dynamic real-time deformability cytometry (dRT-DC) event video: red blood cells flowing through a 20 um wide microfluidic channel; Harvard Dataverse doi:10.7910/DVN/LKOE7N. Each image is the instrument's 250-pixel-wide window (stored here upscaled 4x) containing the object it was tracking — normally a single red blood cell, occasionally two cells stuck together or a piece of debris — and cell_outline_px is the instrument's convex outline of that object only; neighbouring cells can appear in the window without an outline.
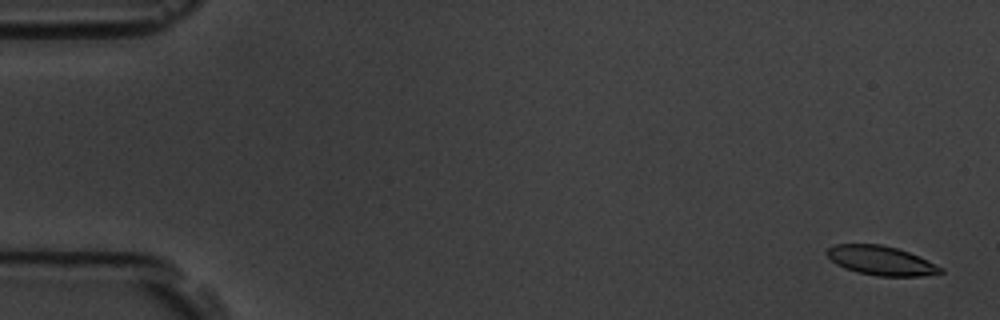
{"species": "common noctule bat (a hibernating species)", "species_latin": "Nyctalus noctula", "temperature_condition": "room temperature", "stored_images_in_passage": 15, "camera_frame_rate_fps": 3000, "um_per_image_px": 0.085, "animal": {"sex": "male", "body_mass_g": 19.5, "forearm_length_mm": 54.6}, "frame": {"image": 1, "passage_image": 1, "time_ms": 0.0, "image_size_px": [1000, 320], "cell_outline_px": [[944, 272], [924, 276], [876, 276], [856, 272], [844, 268], [836, 264], [824, 252], [828, 248], [836, 244], [880, 244], [896, 248], [908, 252], [944, 268]], "centroid_in_image_um": [74.86, 22.16], "position_along_channel_um": 10.1, "area_um2": 19.31}}
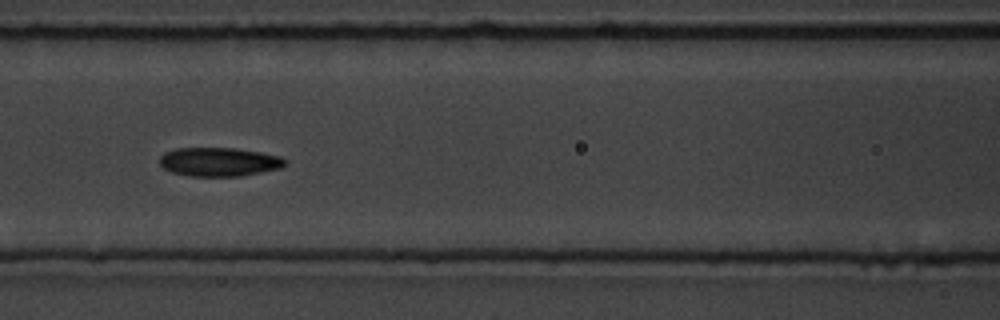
{"frame": {"image": 2, "passage_image": 7, "time_ms": 7.667, "image_size_px": [1000, 320], "cell_outline_px": [[288, 160], [280, 168], [240, 176], [188, 176], [172, 172], [164, 168], [160, 164], [160, 156], [164, 152], [176, 148], [236, 148], [260, 152], [280, 156]], "centroid_in_image_um": [18.6, 13.75], "position_along_channel_um": 148.0, "area_um2": 21.04}}
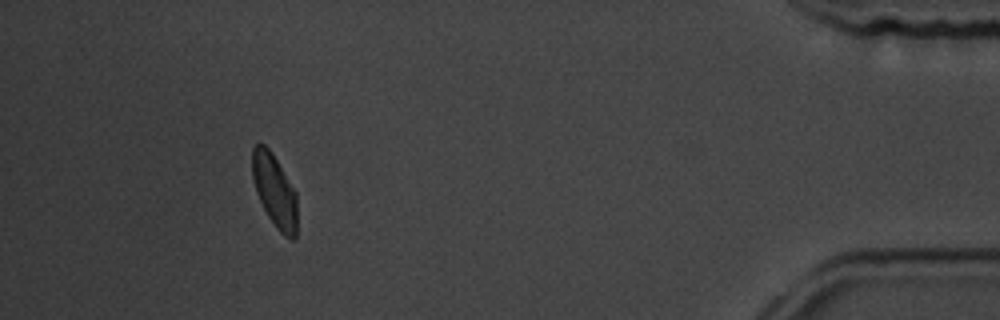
{"frame": {"image": 3, "passage_image": 14, "time_ms": 16.667, "image_size_px": [1000, 320], "cell_outline_px": [[296, 236], [292, 240], [284, 236], [276, 228], [268, 216], [256, 192], [252, 176], [252, 148], [260, 140], [272, 152], [296, 192]], "centroid_in_image_um": [23.32, 16.18], "position_along_channel_um": 411.9, "area_um2": 19.07}, "authors_computed_cell_mechanics": {"area_um2": 20.23, "velocity_mm_per_s": 3.6045, "shape_relaxation_time_tau1_ms": 1.9793, "shape_relaxation_time_tau2_ms": null, "deformation_change_tau1": 0.0796, "deformation_change_tau2": null}}